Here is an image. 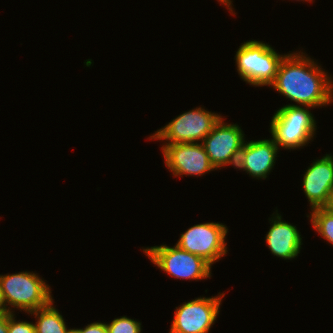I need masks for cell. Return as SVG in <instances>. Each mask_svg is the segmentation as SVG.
<instances>
[{
	"instance_id": "1",
	"label": "cell",
	"mask_w": 333,
	"mask_h": 333,
	"mask_svg": "<svg viewBox=\"0 0 333 333\" xmlns=\"http://www.w3.org/2000/svg\"><path fill=\"white\" fill-rule=\"evenodd\" d=\"M290 53L281 61L271 85L291 101L305 107L325 106L333 100V81L313 59Z\"/></svg>"
},
{
	"instance_id": "2",
	"label": "cell",
	"mask_w": 333,
	"mask_h": 333,
	"mask_svg": "<svg viewBox=\"0 0 333 333\" xmlns=\"http://www.w3.org/2000/svg\"><path fill=\"white\" fill-rule=\"evenodd\" d=\"M0 285L8 313H13L10 307L30 313L54 300L49 285L33 272L0 275Z\"/></svg>"
},
{
	"instance_id": "3",
	"label": "cell",
	"mask_w": 333,
	"mask_h": 333,
	"mask_svg": "<svg viewBox=\"0 0 333 333\" xmlns=\"http://www.w3.org/2000/svg\"><path fill=\"white\" fill-rule=\"evenodd\" d=\"M284 55L268 44L252 40L244 42L236 52L235 59L240 77L255 86H271L275 81Z\"/></svg>"
},
{
	"instance_id": "4",
	"label": "cell",
	"mask_w": 333,
	"mask_h": 333,
	"mask_svg": "<svg viewBox=\"0 0 333 333\" xmlns=\"http://www.w3.org/2000/svg\"><path fill=\"white\" fill-rule=\"evenodd\" d=\"M309 108L290 104L276 111L270 123V131L278 147L296 149L311 140L316 130V121L308 111Z\"/></svg>"
},
{
	"instance_id": "5",
	"label": "cell",
	"mask_w": 333,
	"mask_h": 333,
	"mask_svg": "<svg viewBox=\"0 0 333 333\" xmlns=\"http://www.w3.org/2000/svg\"><path fill=\"white\" fill-rule=\"evenodd\" d=\"M143 251L152 263L177 279L202 280L211 277V265L207 261L177 245L147 247Z\"/></svg>"
},
{
	"instance_id": "6",
	"label": "cell",
	"mask_w": 333,
	"mask_h": 333,
	"mask_svg": "<svg viewBox=\"0 0 333 333\" xmlns=\"http://www.w3.org/2000/svg\"><path fill=\"white\" fill-rule=\"evenodd\" d=\"M221 117L199 107L180 114L149 139H163L166 144L203 142Z\"/></svg>"
},
{
	"instance_id": "7",
	"label": "cell",
	"mask_w": 333,
	"mask_h": 333,
	"mask_svg": "<svg viewBox=\"0 0 333 333\" xmlns=\"http://www.w3.org/2000/svg\"><path fill=\"white\" fill-rule=\"evenodd\" d=\"M228 229L222 223H201L182 233L176 245L189 253L202 257L211 266L227 254L225 238Z\"/></svg>"
},
{
	"instance_id": "8",
	"label": "cell",
	"mask_w": 333,
	"mask_h": 333,
	"mask_svg": "<svg viewBox=\"0 0 333 333\" xmlns=\"http://www.w3.org/2000/svg\"><path fill=\"white\" fill-rule=\"evenodd\" d=\"M223 296L200 297L176 307L169 333H208L220 312Z\"/></svg>"
},
{
	"instance_id": "9",
	"label": "cell",
	"mask_w": 333,
	"mask_h": 333,
	"mask_svg": "<svg viewBox=\"0 0 333 333\" xmlns=\"http://www.w3.org/2000/svg\"><path fill=\"white\" fill-rule=\"evenodd\" d=\"M244 142L241 128L237 124H225L221 117L201 143L216 170L229 164L236 168Z\"/></svg>"
},
{
	"instance_id": "10",
	"label": "cell",
	"mask_w": 333,
	"mask_h": 333,
	"mask_svg": "<svg viewBox=\"0 0 333 333\" xmlns=\"http://www.w3.org/2000/svg\"><path fill=\"white\" fill-rule=\"evenodd\" d=\"M161 148L166 167L174 176H198L215 169L202 143L164 144Z\"/></svg>"
},
{
	"instance_id": "11",
	"label": "cell",
	"mask_w": 333,
	"mask_h": 333,
	"mask_svg": "<svg viewBox=\"0 0 333 333\" xmlns=\"http://www.w3.org/2000/svg\"><path fill=\"white\" fill-rule=\"evenodd\" d=\"M278 149L273 139L244 142L236 168L254 178L266 179L275 164Z\"/></svg>"
},
{
	"instance_id": "12",
	"label": "cell",
	"mask_w": 333,
	"mask_h": 333,
	"mask_svg": "<svg viewBox=\"0 0 333 333\" xmlns=\"http://www.w3.org/2000/svg\"><path fill=\"white\" fill-rule=\"evenodd\" d=\"M332 186L333 156L326 154L313 162L303 177V189L310 202L311 210L324 207Z\"/></svg>"
},
{
	"instance_id": "13",
	"label": "cell",
	"mask_w": 333,
	"mask_h": 333,
	"mask_svg": "<svg viewBox=\"0 0 333 333\" xmlns=\"http://www.w3.org/2000/svg\"><path fill=\"white\" fill-rule=\"evenodd\" d=\"M281 216L276 213L270 219L272 225L266 235V242L274 256L283 259H293L298 256L302 238L296 226L281 220Z\"/></svg>"
},
{
	"instance_id": "14",
	"label": "cell",
	"mask_w": 333,
	"mask_h": 333,
	"mask_svg": "<svg viewBox=\"0 0 333 333\" xmlns=\"http://www.w3.org/2000/svg\"><path fill=\"white\" fill-rule=\"evenodd\" d=\"M29 314L35 315L37 322L34 324L36 333H68L63 316L53 306V300L43 308L31 311Z\"/></svg>"
},
{
	"instance_id": "15",
	"label": "cell",
	"mask_w": 333,
	"mask_h": 333,
	"mask_svg": "<svg viewBox=\"0 0 333 333\" xmlns=\"http://www.w3.org/2000/svg\"><path fill=\"white\" fill-rule=\"evenodd\" d=\"M310 213L313 228L329 243L333 244V212L325 208H315Z\"/></svg>"
},
{
	"instance_id": "16",
	"label": "cell",
	"mask_w": 333,
	"mask_h": 333,
	"mask_svg": "<svg viewBox=\"0 0 333 333\" xmlns=\"http://www.w3.org/2000/svg\"><path fill=\"white\" fill-rule=\"evenodd\" d=\"M106 326L108 333H141V323L126 316L115 318Z\"/></svg>"
},
{
	"instance_id": "17",
	"label": "cell",
	"mask_w": 333,
	"mask_h": 333,
	"mask_svg": "<svg viewBox=\"0 0 333 333\" xmlns=\"http://www.w3.org/2000/svg\"><path fill=\"white\" fill-rule=\"evenodd\" d=\"M8 333H36L35 325L16 321L13 313H8Z\"/></svg>"
},
{
	"instance_id": "18",
	"label": "cell",
	"mask_w": 333,
	"mask_h": 333,
	"mask_svg": "<svg viewBox=\"0 0 333 333\" xmlns=\"http://www.w3.org/2000/svg\"><path fill=\"white\" fill-rule=\"evenodd\" d=\"M78 333H108L106 323L94 322L82 329H75Z\"/></svg>"
},
{
	"instance_id": "19",
	"label": "cell",
	"mask_w": 333,
	"mask_h": 333,
	"mask_svg": "<svg viewBox=\"0 0 333 333\" xmlns=\"http://www.w3.org/2000/svg\"><path fill=\"white\" fill-rule=\"evenodd\" d=\"M0 333H8V312L0 313Z\"/></svg>"
},
{
	"instance_id": "20",
	"label": "cell",
	"mask_w": 333,
	"mask_h": 333,
	"mask_svg": "<svg viewBox=\"0 0 333 333\" xmlns=\"http://www.w3.org/2000/svg\"><path fill=\"white\" fill-rule=\"evenodd\" d=\"M323 208L333 212V186L329 191L327 202L325 203Z\"/></svg>"
},
{
	"instance_id": "21",
	"label": "cell",
	"mask_w": 333,
	"mask_h": 333,
	"mask_svg": "<svg viewBox=\"0 0 333 333\" xmlns=\"http://www.w3.org/2000/svg\"><path fill=\"white\" fill-rule=\"evenodd\" d=\"M6 312L5 301L2 293V288L0 285V313Z\"/></svg>"
},
{
	"instance_id": "22",
	"label": "cell",
	"mask_w": 333,
	"mask_h": 333,
	"mask_svg": "<svg viewBox=\"0 0 333 333\" xmlns=\"http://www.w3.org/2000/svg\"><path fill=\"white\" fill-rule=\"evenodd\" d=\"M220 1V3H223V5H226V7H228V10H230L231 12L230 13H233L232 11V7H231V4H232V1L231 0H218V2Z\"/></svg>"
},
{
	"instance_id": "23",
	"label": "cell",
	"mask_w": 333,
	"mask_h": 333,
	"mask_svg": "<svg viewBox=\"0 0 333 333\" xmlns=\"http://www.w3.org/2000/svg\"><path fill=\"white\" fill-rule=\"evenodd\" d=\"M68 333H78L75 329H70Z\"/></svg>"
}]
</instances>
